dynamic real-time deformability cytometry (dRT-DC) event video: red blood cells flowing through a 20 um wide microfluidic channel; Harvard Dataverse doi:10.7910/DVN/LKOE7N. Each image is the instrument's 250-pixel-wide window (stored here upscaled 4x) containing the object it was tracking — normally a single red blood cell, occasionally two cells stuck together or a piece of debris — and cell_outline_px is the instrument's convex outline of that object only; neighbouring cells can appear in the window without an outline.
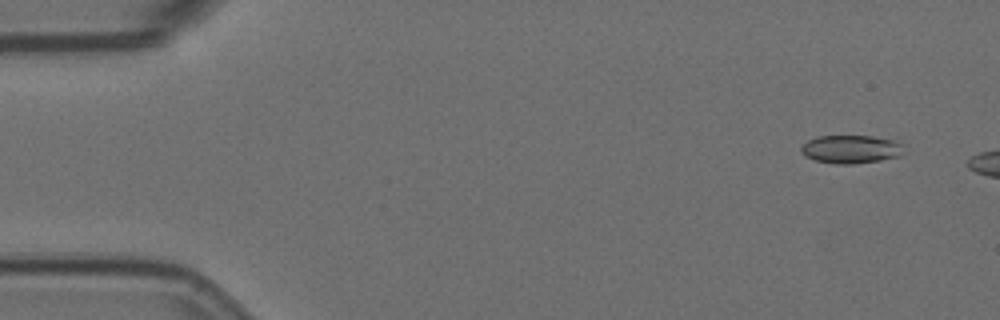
{"species": "Egyptian fruit bat (a non-hibernating species)", "species_latin": "Rousettus aegyptiacus", "temperature_condition": "room temperature", "stored_images_in_passage": 4, "camera_frame_rate_fps": 3000, "um_per_image_px": 0.085, "animal": {"sex": "female"}, "frame": {"image": 1, "passage_image": 1, "time_ms": 0.0, "image_size_px": [1000, 320], "cell_outline_px": [[900, 156], [880, 160], [852, 164], [836, 164], [816, 160], [804, 156], [800, 152], [800, 148], [808, 140], [816, 136], [872, 136], [892, 140], [900, 144]], "centroid_in_image_um": [72.24, 12.68], "position_along_channel_um": 12.8, "area_um2": 16.65}}